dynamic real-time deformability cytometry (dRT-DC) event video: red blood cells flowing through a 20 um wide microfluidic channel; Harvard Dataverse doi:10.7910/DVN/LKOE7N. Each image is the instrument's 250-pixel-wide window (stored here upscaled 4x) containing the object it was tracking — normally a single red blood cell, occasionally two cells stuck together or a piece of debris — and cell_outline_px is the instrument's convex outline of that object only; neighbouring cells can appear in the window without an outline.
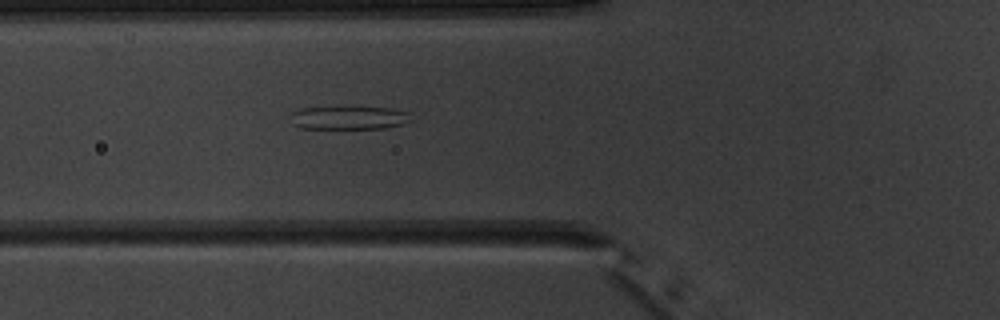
{"species": "common noctule bat (a hibernating species)", "species_latin": "Nyctalus noctula", "temperature_condition": "warm", "stored_images_in_passage": 4, "camera_frame_rate_fps": 3000, "um_per_image_px": 0.085, "animal": {"sex": "male", "body_mass_g": 20.1, "forearm_length_mm": 53.5}, "frame": {"image": 1, "passage_image": 4, "time_ms": 3.333, "image_size_px": [1000, 320], "cell_outline_px": [[412, 120], [400, 124], [384, 128], [300, 128], [292, 124], [288, 116], [292, 112], [300, 108], [336, 104], [344, 104], [392, 108], [408, 112]], "centroid_in_image_um": [29.57, 9.94], "position_along_channel_um": 96.2, "area_um2": 17.51}}